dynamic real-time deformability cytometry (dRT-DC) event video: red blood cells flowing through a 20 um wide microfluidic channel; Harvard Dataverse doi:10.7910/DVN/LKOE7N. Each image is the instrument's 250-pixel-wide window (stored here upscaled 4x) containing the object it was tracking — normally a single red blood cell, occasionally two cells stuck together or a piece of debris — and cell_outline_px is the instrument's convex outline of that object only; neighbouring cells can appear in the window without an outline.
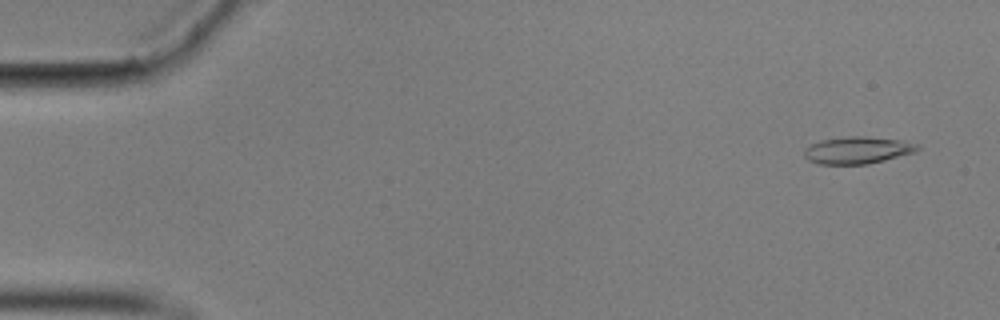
{"species": "common noctule bat (a hibernating species)", "species_latin": "Nyctalus noctula", "temperature_condition": "cold", "stored_images_in_passage": 57, "camera_frame_rate_fps": 3000, "um_per_image_px": 0.085, "animal": {"sex": "male", "body_mass_g": 17.9}, "frame": {"image": 1, "passage_image": 3, "time_ms": 0.667, "image_size_px": [1000, 320], "cell_outline_px": [[920, 148], [916, 152], [868, 164], [820, 164], [808, 160], [804, 156], [804, 152], [812, 144], [820, 140], [848, 136], [864, 136], [900, 140], [920, 144]], "centroid_in_image_um": [72.92, 12.76], "position_along_channel_um": 12.1, "area_um2": 17.8}}
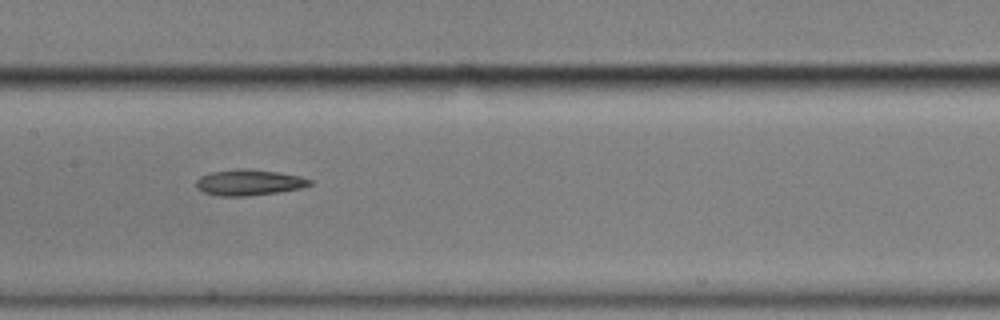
{"frame": {"image": 2, "passage_image": 28, "time_ms": 9.0, "image_size_px": [1000, 320], "cell_outline_px": [[312, 184], [300, 188], [276, 192], [248, 196], [220, 196], [204, 192], [196, 188], [196, 180], [200, 176], [208, 172], [240, 168], [248, 168], [280, 172], [300, 176], [312, 180]], "centroid_in_image_um": [21.13, 15.49], "position_along_channel_um": 186.3, "area_um2": 17.28}}
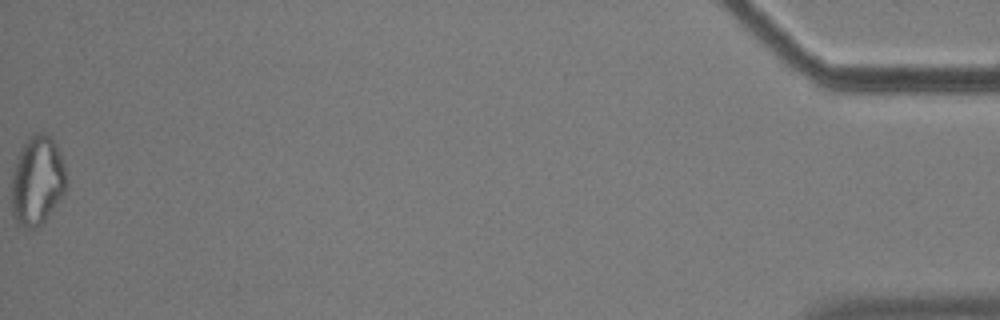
{"frame": {"image": 3, "passage_image": 57, "time_ms": 18.667, "image_size_px": [1000, 320], "cell_outline_px": [[68, 188], [44, 220], [36, 228], [24, 228], [16, 224], [12, 212], [12, 172], [16, 156], [24, 144], [36, 132], [44, 132], [56, 144], [60, 152], [64, 164]], "centroid_in_image_um": [3.16, 15.36], "position_along_channel_um": 432.0, "area_um2": 28.55}}